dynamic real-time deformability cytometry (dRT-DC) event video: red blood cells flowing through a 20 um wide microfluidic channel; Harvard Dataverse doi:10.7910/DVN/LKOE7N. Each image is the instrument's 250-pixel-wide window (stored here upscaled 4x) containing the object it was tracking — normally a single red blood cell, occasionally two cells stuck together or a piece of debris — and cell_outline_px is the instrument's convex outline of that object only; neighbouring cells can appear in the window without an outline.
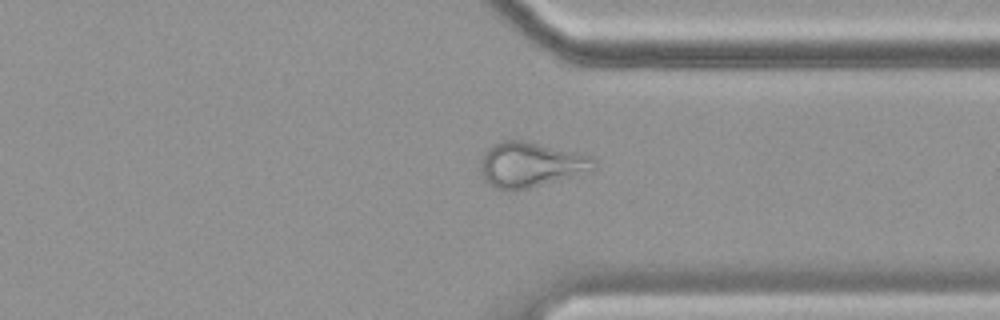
{"species": "common noctule bat (a hibernating species)", "species_latin": "Nyctalus noctula", "temperature_condition": "cold", "stored_images_in_passage": 51, "camera_frame_rate_fps": 3000, "um_per_image_px": 0.085, "animal": {"sex": "female", "body_mass_g": 19.9}, "frame": {"image": 1, "passage_image": 38, "time_ms": 12.333, "image_size_px": [1000, 320], "cell_outline_px": [[596, 168], [528, 188], [496, 188], [488, 184], [484, 180], [480, 172], [480, 160], [484, 152], [492, 144], [500, 140], [520, 140], [584, 152], [592, 156], [596, 160]], "centroid_in_image_um": [45.09, 13.94], "position_along_channel_um": 366.3, "area_um2": 29.54}}
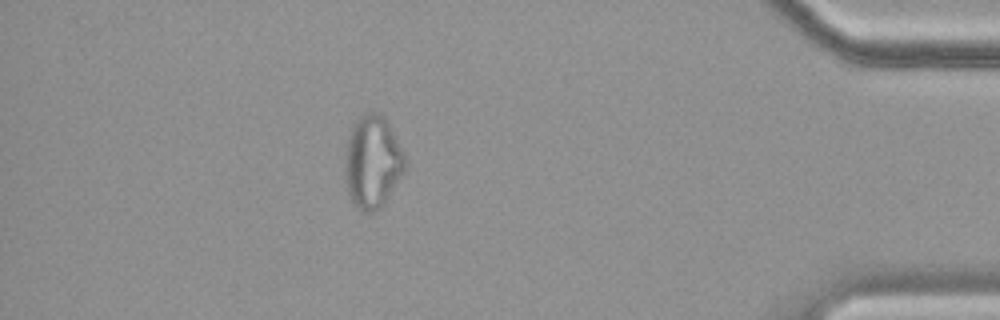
{"frame": {"image": 2, "passage_image": 45, "time_ms": 14.667, "image_size_px": [1000, 320], "cell_outline_px": [[404, 172], [384, 204], [380, 208], [372, 212], [360, 212], [352, 204], [348, 192], [344, 172], [344, 160], [348, 140], [352, 128], [356, 120], [364, 112], [376, 112], [384, 116], [404, 156]], "centroid_in_image_um": [31.62, 13.81], "position_along_channel_um": 403.6, "area_um2": 32.19}}